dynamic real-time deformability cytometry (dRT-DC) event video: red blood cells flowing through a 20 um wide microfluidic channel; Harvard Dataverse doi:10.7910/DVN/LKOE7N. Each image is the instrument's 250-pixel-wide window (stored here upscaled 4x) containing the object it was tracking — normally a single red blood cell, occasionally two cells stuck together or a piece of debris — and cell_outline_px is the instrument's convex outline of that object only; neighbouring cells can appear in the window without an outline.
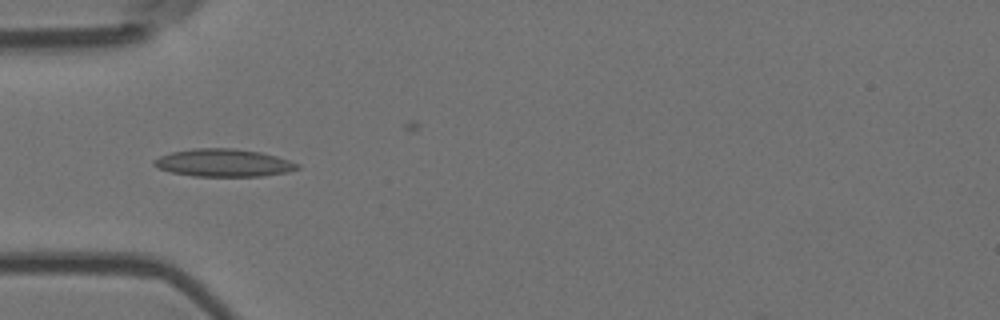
{"species": "Egyptian fruit bat (a non-hibernating species)", "species_latin": "Rousettus aegyptiacus", "temperature_condition": "room temperature", "stored_images_in_passage": 40, "camera_frame_rate_fps": 3000, "um_per_image_px": 0.085, "animal": {"sex": "female"}, "frame": {"image": 1, "passage_image": 1, "time_ms": 0.0, "image_size_px": [1000, 320], "cell_outline_px": [[300, 168], [288, 172], [264, 176], [192, 176], [172, 172], [160, 168], [152, 164], [152, 160], [160, 156], [172, 152], [192, 148], [232, 148], [260, 152], [276, 156], [300, 164]], "centroid_in_image_um": [19.01, 13.84], "position_along_channel_um": 66.0, "area_um2": 23.12}}
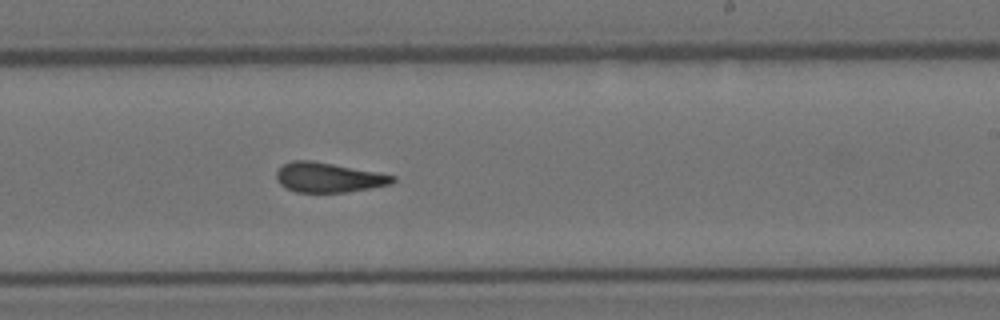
{"frame": {"image": 2, "passage_image": 17, "time_ms": 5.333, "image_size_px": [1000, 320], "cell_outline_px": [[396, 180], [392, 184], [348, 192], [296, 192], [284, 188], [276, 180], [276, 172], [284, 164], [292, 160], [312, 160], [376, 172], [396, 176]], "centroid_in_image_um": [27.9, 15.09], "position_along_channel_um": 261.1, "area_um2": 20.17}}
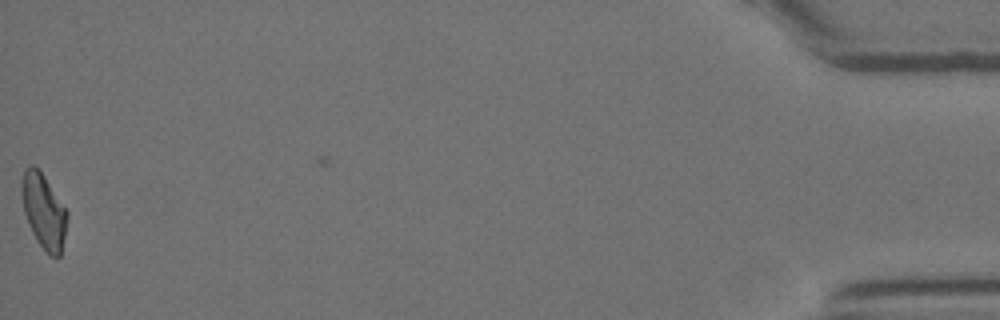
{"frame": {"image": 3, "passage_image": 39, "time_ms": 12.667, "image_size_px": [1000, 320], "cell_outline_px": [[68, 216], [60, 256], [48, 256], [32, 232], [24, 212], [20, 192], [20, 180], [24, 168], [32, 164], [44, 176], [68, 212]], "centroid_in_image_um": [3.68, 17.91], "position_along_channel_um": 431.5, "area_um2": 19.71}, "authors_computed_cell_mechanics": {"area_um2": 20.2878, "velocity_mm_per_s": 3.6675, "shape_relaxation_time_tau1_ms": null, "shape_relaxation_time_tau2_ms": 2.4687, "deformation_change_tau1": null, "deformation_change_tau2": 0.0976}}